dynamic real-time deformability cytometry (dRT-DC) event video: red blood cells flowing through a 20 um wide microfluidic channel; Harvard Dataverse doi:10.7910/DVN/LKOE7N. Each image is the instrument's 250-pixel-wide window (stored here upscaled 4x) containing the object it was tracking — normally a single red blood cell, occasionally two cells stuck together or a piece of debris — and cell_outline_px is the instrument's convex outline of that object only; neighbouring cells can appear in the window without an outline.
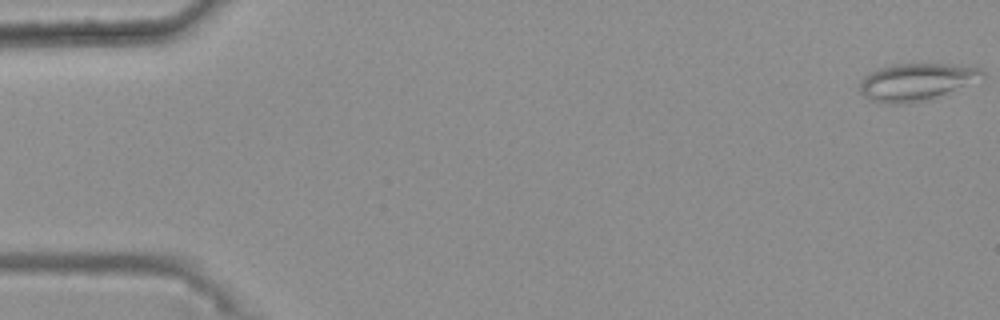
{"species": "common noctule bat (a hibernating species)", "species_latin": "Nyctalus noctula", "temperature_condition": "warm", "stored_images_in_passage": 49, "camera_frame_rate_fps": 3000, "um_per_image_px": 0.085, "animal": {"sex": "female", "body_mass_g": 25.1}, "frame": {"image": 1, "passage_image": 1, "time_ms": 0.0, "image_size_px": [1000, 320], "cell_outline_px": [[984, 76], [932, 100], [908, 104], [888, 104], [868, 100], [860, 92], [860, 80], [864, 76], [880, 68], [892, 64], [944, 64], [980, 68], [984, 72]], "centroid_in_image_um": [77.82, 6.99], "position_along_channel_um": 7.2, "area_um2": 26.53}}
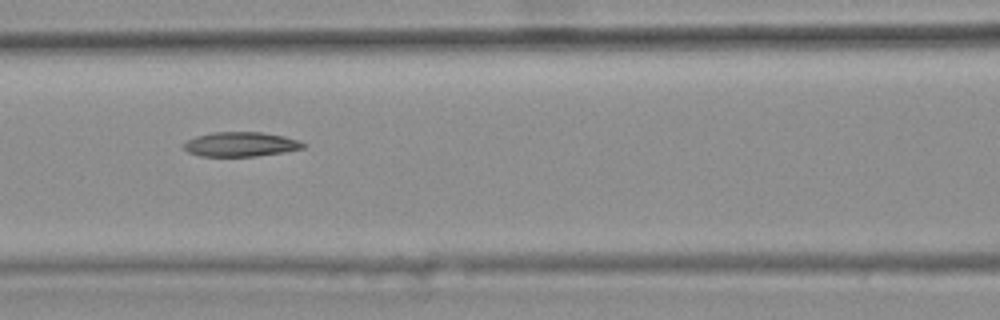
{"frame": {"image": 2, "passage_image": 24, "time_ms": 7.667, "image_size_px": [1000, 320], "cell_outline_px": [[308, 144], [304, 148], [284, 152], [256, 156], [200, 156], [188, 152], [180, 144], [196, 136], [212, 132], [260, 132], [284, 136], [300, 140]], "centroid_in_image_um": [20.47, 12.26], "position_along_channel_um": 146.1, "area_um2": 17.22}}
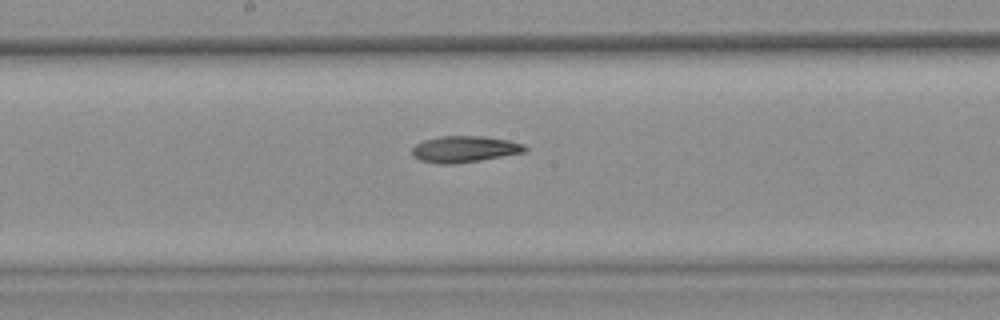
{"frame": {"image": 3, "passage_image": 29, "time_ms": 9.333, "image_size_px": [1000, 320], "cell_outline_px": [[528, 148], [524, 152], [480, 160], [456, 164], [436, 164], [420, 160], [412, 156], [412, 148], [416, 144], [424, 140], [440, 136], [484, 136], [508, 140], [524, 144]], "centroid_in_image_um": [39.46, 12.68], "position_along_channel_um": 208.7, "area_um2": 17.4}}